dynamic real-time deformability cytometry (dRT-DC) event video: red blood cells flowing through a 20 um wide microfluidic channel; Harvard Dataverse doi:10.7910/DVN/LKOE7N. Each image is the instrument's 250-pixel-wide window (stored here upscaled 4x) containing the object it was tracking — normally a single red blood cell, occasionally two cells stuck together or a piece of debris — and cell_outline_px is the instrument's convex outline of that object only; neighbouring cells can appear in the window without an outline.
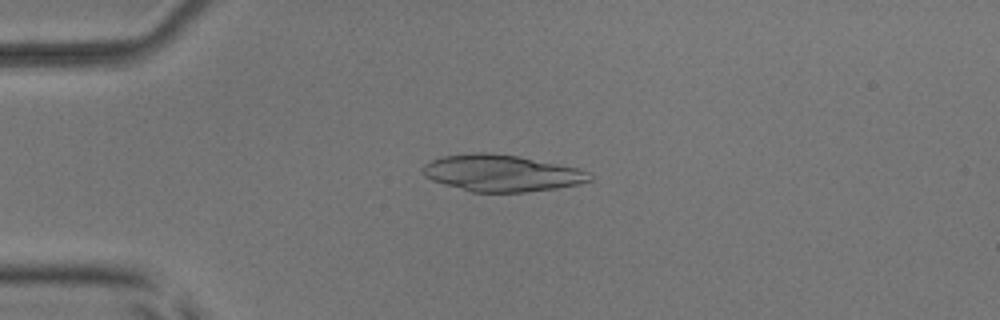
{"species": "common noctule bat (a hibernating species)", "species_latin": "Nyctalus noctula", "temperature_condition": "room temperature", "stored_images_in_passage": 44, "camera_frame_rate_fps": 3000, "um_per_image_px": 0.085, "animal": {"sex": "male", "body_mass_g": 17.9, "forearm_length_mm": 54.2}, "frame": {"image": 1, "passage_image": 5, "time_ms": 1.333, "image_size_px": [1000, 320], "cell_outline_px": [[592, 180], [580, 184], [556, 188], [524, 192], [472, 192], [444, 184], [432, 180], [424, 176], [420, 168], [424, 164], [440, 156], [472, 152], [488, 152], [520, 156], [580, 168], [592, 172]], "centroid_in_image_um": [42.65, 14.7], "position_along_channel_um": 42.4, "area_um2": 36.13}}
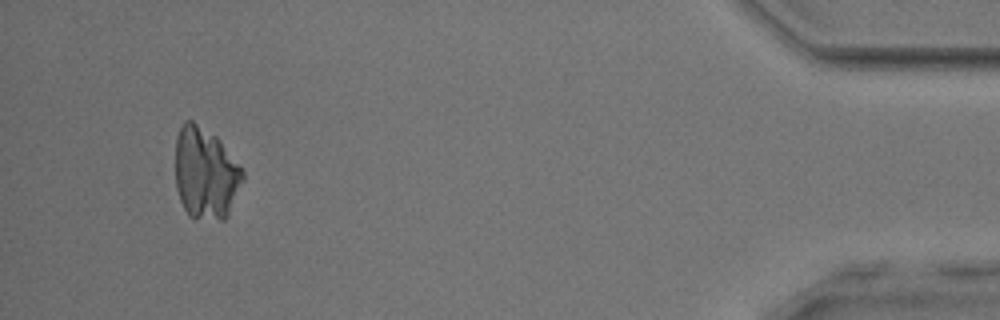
{"frame": {"image": 2, "passage_image": 41, "time_ms": 13.333, "image_size_px": [1000, 320], "cell_outline_px": [[244, 180], [228, 216], [224, 220], [196, 220], [188, 216], [180, 200], [176, 188], [176, 136], [184, 120], [192, 120], [216, 136], [220, 140], [244, 172]], "centroid_in_image_um": [17.47, 14.77], "position_along_channel_um": 417.7, "area_um2": 36.36}}